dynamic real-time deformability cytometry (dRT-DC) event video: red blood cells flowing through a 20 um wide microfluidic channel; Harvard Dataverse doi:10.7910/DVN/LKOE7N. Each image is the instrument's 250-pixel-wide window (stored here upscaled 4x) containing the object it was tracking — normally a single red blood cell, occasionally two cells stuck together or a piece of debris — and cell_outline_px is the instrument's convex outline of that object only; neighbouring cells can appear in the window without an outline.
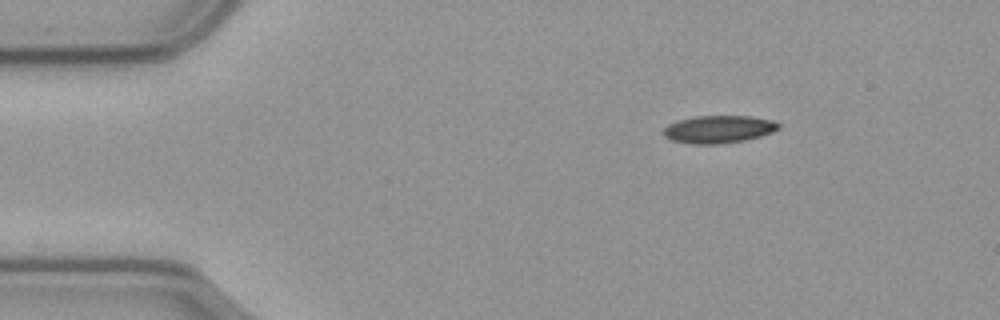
{"species": "common noctule bat (a hibernating species)", "species_latin": "Nyctalus noctula", "temperature_condition": "cold", "stored_images_in_passage": 50, "camera_frame_rate_fps": 3000, "um_per_image_px": 0.085, "animal": {"sex": "male", "body_mass_g": 23.1, "forearm_length_mm": 52.7}, "frame": {"image": 1, "passage_image": 1, "time_ms": 0.0, "image_size_px": [1000, 320], "cell_outline_px": [[780, 128], [772, 132], [760, 136], [744, 140], [720, 144], [692, 144], [672, 140], [664, 136], [664, 128], [668, 124], [680, 120], [696, 116], [748, 116], [776, 120], [780, 124]], "centroid_in_image_um": [61.12, 10.98], "position_along_channel_um": 23.9, "area_um2": 18.5}}
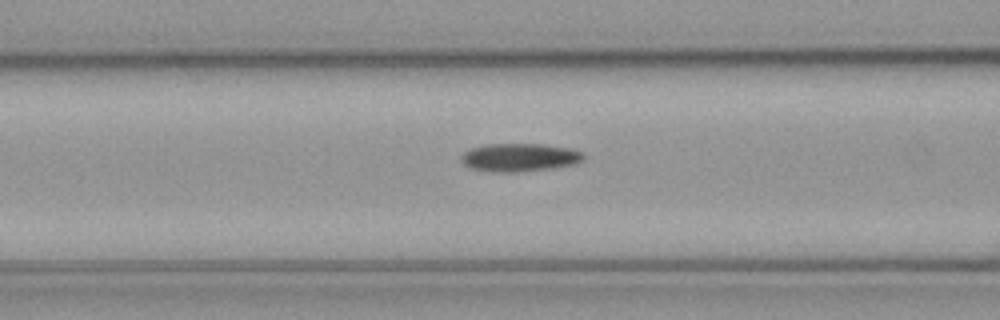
{"frame": {"image": 2, "passage_image": 15, "time_ms": 4.667, "image_size_px": [1000, 320], "cell_outline_px": [[584, 160], [576, 164], [552, 168], [516, 172], [492, 172], [472, 168], [464, 164], [460, 156], [464, 152], [472, 148], [484, 144], [544, 144], [572, 148], [584, 152]], "centroid_in_image_um": [44.21, 13.37], "position_along_channel_um": 122.4, "area_um2": 20.23}}
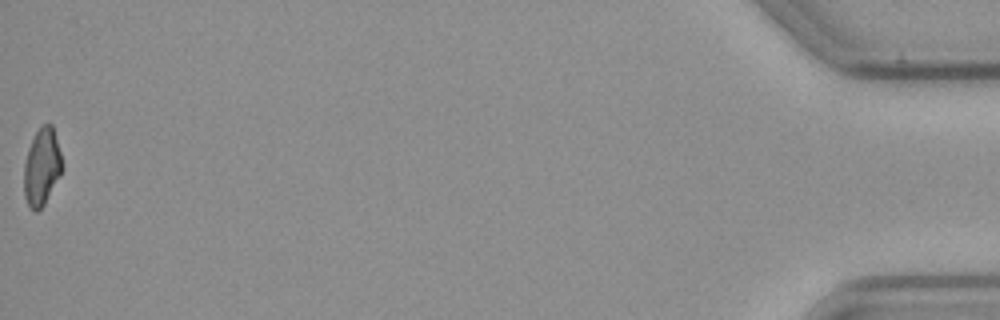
{"frame": {"image": 3, "passage_image": 50, "time_ms": 16.333, "image_size_px": [1000, 320], "cell_outline_px": [[64, 168], [60, 176], [44, 204], [36, 212], [28, 204], [24, 196], [24, 164], [28, 148], [40, 124], [52, 124], [60, 152]], "centroid_in_image_um": [3.56, 14.17], "position_along_channel_um": 431.6, "area_um2": 17.11}}